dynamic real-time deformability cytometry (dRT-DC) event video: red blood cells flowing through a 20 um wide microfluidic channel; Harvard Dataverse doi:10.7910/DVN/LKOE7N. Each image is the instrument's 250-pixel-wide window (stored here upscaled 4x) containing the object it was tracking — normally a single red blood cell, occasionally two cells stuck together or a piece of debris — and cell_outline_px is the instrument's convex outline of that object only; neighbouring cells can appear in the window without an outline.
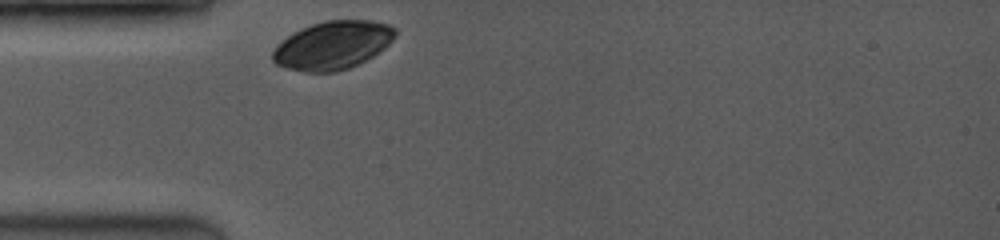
{"species": "common noctule bat (a hibernating species)", "species_latin": "Nyctalus noctula", "temperature_condition": "room temperature", "stored_images_in_passage": 12, "camera_frame_rate_fps": 3500, "um_per_image_px": 0.085, "animal": {"sex": "female", "body_mass_g": 19.0, "forearm_length_mm": 53.3}, "frame": {"image": 1, "passage_image": 1, "time_ms": 0.0, "image_size_px": [1000, 240], "cell_outline_px": [[396, 36], [384, 48], [372, 56], [348, 68], [332, 72], [304, 72], [288, 68], [276, 64], [272, 60], [272, 52], [288, 36], [312, 24], [324, 20], [368, 20], [388, 24], [396, 28]], "centroid_in_image_um": [28.3, 3.84], "position_along_channel_um": 56.7, "area_um2": 33.93}}